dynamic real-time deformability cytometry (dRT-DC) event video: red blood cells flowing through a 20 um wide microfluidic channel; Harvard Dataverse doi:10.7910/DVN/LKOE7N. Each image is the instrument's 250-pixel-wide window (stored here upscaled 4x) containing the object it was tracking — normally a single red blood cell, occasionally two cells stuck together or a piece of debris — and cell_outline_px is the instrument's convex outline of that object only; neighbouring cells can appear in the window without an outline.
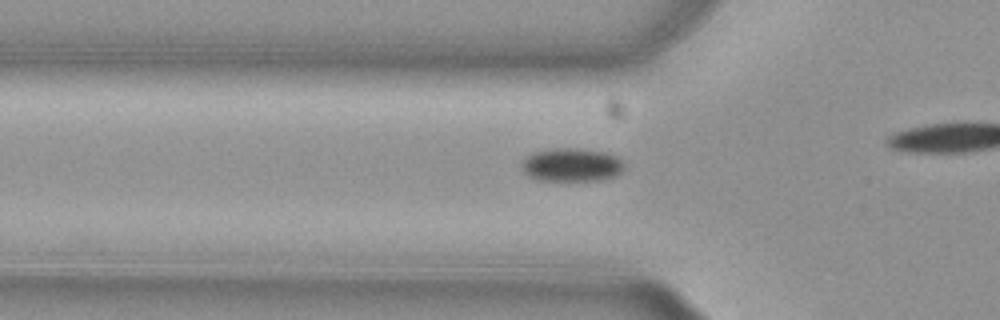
{"species": "common noctule bat (a hibernating species)", "species_latin": "Nyctalus noctula", "temperature_condition": "cold", "stored_images_in_passage": 42, "camera_frame_rate_fps": 3000, "um_per_image_px": 0.085, "animal": {"sex": "female", "body_mass_g": 29.2, "forearm_length_mm": 56.3}, "frame": {"image": 1, "passage_image": 17, "time_ms": 5.333, "image_size_px": [1000, 320], "cell_outline_px": [[624, 168], [616, 176], [600, 180], [540, 180], [528, 176], [524, 172], [524, 160], [528, 156], [536, 152], [556, 148], [576, 148], [608, 152], [616, 156], [624, 164]], "centroid_in_image_um": [48.65, 14.01], "position_along_channel_um": 77.2, "area_um2": 19.65}}
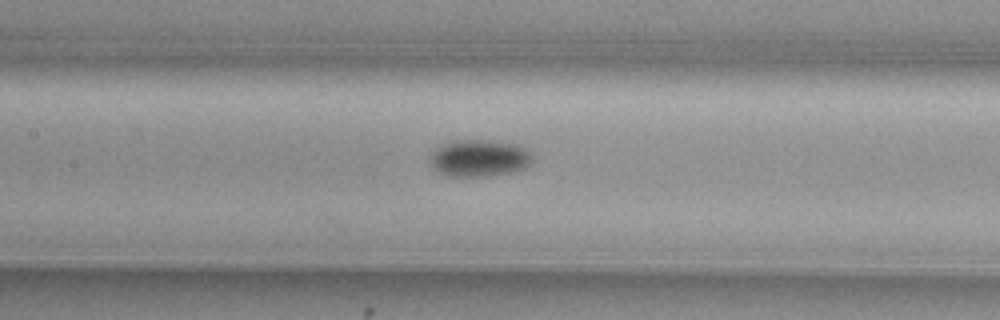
{"frame": {"image": 2, "passage_image": 24, "time_ms": 7.667, "image_size_px": [1000, 320], "cell_outline_px": [[532, 160], [524, 168], [516, 172], [488, 176], [452, 176], [440, 172], [432, 164], [432, 152], [436, 148], [444, 144], [464, 140], [496, 140], [516, 144], [528, 148], [532, 156]], "centroid_in_image_um": [40.83, 13.43], "position_along_channel_um": 166.6, "area_um2": 21.85}}
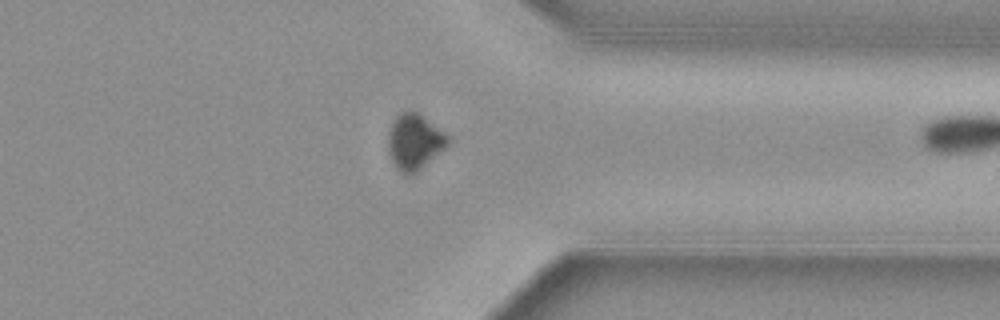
{"frame": {"image": 3, "passage_image": 41, "time_ms": 13.333, "image_size_px": [1000, 320], "cell_outline_px": [[448, 144], [444, 148], [416, 172], [408, 176], [404, 176], [396, 168], [388, 152], [388, 132], [392, 120], [400, 112], [416, 112], [444, 132], [448, 136]], "centroid_in_image_um": [35.18, 12.07], "position_along_channel_um": 376.2, "area_um2": 19.07}}